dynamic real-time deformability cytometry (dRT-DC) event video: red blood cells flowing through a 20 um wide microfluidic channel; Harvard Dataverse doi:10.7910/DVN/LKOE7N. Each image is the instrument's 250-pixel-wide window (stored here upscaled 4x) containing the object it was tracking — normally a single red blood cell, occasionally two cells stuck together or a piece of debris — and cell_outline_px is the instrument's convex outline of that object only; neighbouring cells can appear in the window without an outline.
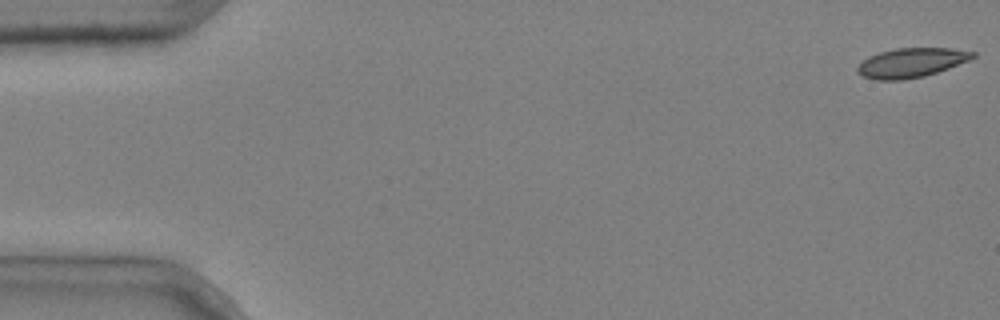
{"species": "common noctule bat (a hibernating species)", "species_latin": "Nyctalus noctula", "temperature_condition": "cold", "stored_images_in_passage": 6, "camera_frame_rate_fps": 3000, "um_per_image_px": 0.085, "animal": {"sex": "male", "body_mass_g": 20.4}, "frame": {"image": 1, "passage_image": 1, "time_ms": 0.0, "image_size_px": [1000, 320], "cell_outline_px": [[976, 56], [968, 60], [948, 68], [924, 76], [900, 80], [876, 80], [864, 76], [856, 72], [856, 68], [868, 56], [880, 52], [896, 48], [952, 48], [976, 52]], "centroid_in_image_um": [77.45, 5.32], "position_along_channel_um": 7.6, "area_um2": 19.59}}